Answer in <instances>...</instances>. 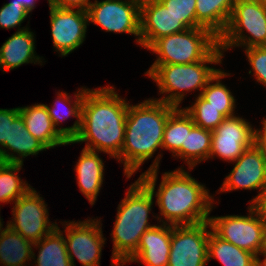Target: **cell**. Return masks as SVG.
<instances>
[{
  "label": "cell",
  "mask_w": 266,
  "mask_h": 266,
  "mask_svg": "<svg viewBox=\"0 0 266 266\" xmlns=\"http://www.w3.org/2000/svg\"><path fill=\"white\" fill-rule=\"evenodd\" d=\"M53 47L64 57L85 41L88 14L80 9L58 8L49 5Z\"/></svg>",
  "instance_id": "15"
},
{
  "label": "cell",
  "mask_w": 266,
  "mask_h": 266,
  "mask_svg": "<svg viewBox=\"0 0 266 266\" xmlns=\"http://www.w3.org/2000/svg\"><path fill=\"white\" fill-rule=\"evenodd\" d=\"M248 58L252 76L255 77L256 82H259L266 87V46H253L245 49L244 52Z\"/></svg>",
  "instance_id": "34"
},
{
  "label": "cell",
  "mask_w": 266,
  "mask_h": 266,
  "mask_svg": "<svg viewBox=\"0 0 266 266\" xmlns=\"http://www.w3.org/2000/svg\"><path fill=\"white\" fill-rule=\"evenodd\" d=\"M208 262L217 259L223 266H256V255L216 236L208 238Z\"/></svg>",
  "instance_id": "27"
},
{
  "label": "cell",
  "mask_w": 266,
  "mask_h": 266,
  "mask_svg": "<svg viewBox=\"0 0 266 266\" xmlns=\"http://www.w3.org/2000/svg\"><path fill=\"white\" fill-rule=\"evenodd\" d=\"M162 156L158 154L139 177L156 196L155 202L160 210L159 216L162 217L157 215L155 218L160 223L171 225H193L207 221L214 207V195L182 166L174 171L164 172L157 192L155 191Z\"/></svg>",
  "instance_id": "1"
},
{
  "label": "cell",
  "mask_w": 266,
  "mask_h": 266,
  "mask_svg": "<svg viewBox=\"0 0 266 266\" xmlns=\"http://www.w3.org/2000/svg\"><path fill=\"white\" fill-rule=\"evenodd\" d=\"M2 218L0 217V236L2 234V232L5 230V228H3V222H2Z\"/></svg>",
  "instance_id": "42"
},
{
  "label": "cell",
  "mask_w": 266,
  "mask_h": 266,
  "mask_svg": "<svg viewBox=\"0 0 266 266\" xmlns=\"http://www.w3.org/2000/svg\"><path fill=\"white\" fill-rule=\"evenodd\" d=\"M219 46V37L204 27L188 28L157 39L147 50L153 64H190L203 61Z\"/></svg>",
  "instance_id": "6"
},
{
  "label": "cell",
  "mask_w": 266,
  "mask_h": 266,
  "mask_svg": "<svg viewBox=\"0 0 266 266\" xmlns=\"http://www.w3.org/2000/svg\"><path fill=\"white\" fill-rule=\"evenodd\" d=\"M247 209V216H211L208 222L216 236L258 256L265 221L255 205H249Z\"/></svg>",
  "instance_id": "8"
},
{
  "label": "cell",
  "mask_w": 266,
  "mask_h": 266,
  "mask_svg": "<svg viewBox=\"0 0 266 266\" xmlns=\"http://www.w3.org/2000/svg\"><path fill=\"white\" fill-rule=\"evenodd\" d=\"M188 28H196V0H159Z\"/></svg>",
  "instance_id": "32"
},
{
  "label": "cell",
  "mask_w": 266,
  "mask_h": 266,
  "mask_svg": "<svg viewBox=\"0 0 266 266\" xmlns=\"http://www.w3.org/2000/svg\"><path fill=\"white\" fill-rule=\"evenodd\" d=\"M33 243L11 230L7 224L0 236L1 266H26L32 259Z\"/></svg>",
  "instance_id": "26"
},
{
  "label": "cell",
  "mask_w": 266,
  "mask_h": 266,
  "mask_svg": "<svg viewBox=\"0 0 266 266\" xmlns=\"http://www.w3.org/2000/svg\"><path fill=\"white\" fill-rule=\"evenodd\" d=\"M194 101L193 105L183 109L191 116L195 125L213 131L225 119L218 109L210 106V102L201 95H198Z\"/></svg>",
  "instance_id": "31"
},
{
  "label": "cell",
  "mask_w": 266,
  "mask_h": 266,
  "mask_svg": "<svg viewBox=\"0 0 266 266\" xmlns=\"http://www.w3.org/2000/svg\"><path fill=\"white\" fill-rule=\"evenodd\" d=\"M19 114V107L11 109L0 108V150L9 141L10 124Z\"/></svg>",
  "instance_id": "35"
},
{
  "label": "cell",
  "mask_w": 266,
  "mask_h": 266,
  "mask_svg": "<svg viewBox=\"0 0 266 266\" xmlns=\"http://www.w3.org/2000/svg\"><path fill=\"white\" fill-rule=\"evenodd\" d=\"M234 168L225 177L219 193L233 190H258V195L249 202L255 205L266 191V158L262 151L254 144L232 162Z\"/></svg>",
  "instance_id": "13"
},
{
  "label": "cell",
  "mask_w": 266,
  "mask_h": 266,
  "mask_svg": "<svg viewBox=\"0 0 266 266\" xmlns=\"http://www.w3.org/2000/svg\"><path fill=\"white\" fill-rule=\"evenodd\" d=\"M34 33L27 28L16 31L0 48V69L7 72L23 64L43 65V57L36 55Z\"/></svg>",
  "instance_id": "18"
},
{
  "label": "cell",
  "mask_w": 266,
  "mask_h": 266,
  "mask_svg": "<svg viewBox=\"0 0 266 266\" xmlns=\"http://www.w3.org/2000/svg\"><path fill=\"white\" fill-rule=\"evenodd\" d=\"M128 105L114 86L88 89L81 107V128L71 144L85 142L84 149L116 159L123 147Z\"/></svg>",
  "instance_id": "2"
},
{
  "label": "cell",
  "mask_w": 266,
  "mask_h": 266,
  "mask_svg": "<svg viewBox=\"0 0 266 266\" xmlns=\"http://www.w3.org/2000/svg\"><path fill=\"white\" fill-rule=\"evenodd\" d=\"M127 190L118 204L110 234L113 241L111 266H121L137 250L143 233L157 225L149 223L155 197L151 190L139 178Z\"/></svg>",
  "instance_id": "4"
},
{
  "label": "cell",
  "mask_w": 266,
  "mask_h": 266,
  "mask_svg": "<svg viewBox=\"0 0 266 266\" xmlns=\"http://www.w3.org/2000/svg\"><path fill=\"white\" fill-rule=\"evenodd\" d=\"M29 12L23 7V5H17L16 3H6L0 8V28L11 29L18 26L17 31H22L29 26L20 27L21 23L28 17Z\"/></svg>",
  "instance_id": "33"
},
{
  "label": "cell",
  "mask_w": 266,
  "mask_h": 266,
  "mask_svg": "<svg viewBox=\"0 0 266 266\" xmlns=\"http://www.w3.org/2000/svg\"><path fill=\"white\" fill-rule=\"evenodd\" d=\"M191 116L177 107L169 116L164 128L162 147L169 150L172 156L182 160V146H186L187 131L194 126Z\"/></svg>",
  "instance_id": "25"
},
{
  "label": "cell",
  "mask_w": 266,
  "mask_h": 266,
  "mask_svg": "<svg viewBox=\"0 0 266 266\" xmlns=\"http://www.w3.org/2000/svg\"><path fill=\"white\" fill-rule=\"evenodd\" d=\"M212 131L194 125L187 131L186 146H182V160L191 171L197 164L209 159Z\"/></svg>",
  "instance_id": "29"
},
{
  "label": "cell",
  "mask_w": 266,
  "mask_h": 266,
  "mask_svg": "<svg viewBox=\"0 0 266 266\" xmlns=\"http://www.w3.org/2000/svg\"><path fill=\"white\" fill-rule=\"evenodd\" d=\"M171 224L156 225L141 236L137 250L121 265L137 262L143 266H168Z\"/></svg>",
  "instance_id": "17"
},
{
  "label": "cell",
  "mask_w": 266,
  "mask_h": 266,
  "mask_svg": "<svg viewBox=\"0 0 266 266\" xmlns=\"http://www.w3.org/2000/svg\"><path fill=\"white\" fill-rule=\"evenodd\" d=\"M255 144V128L247 119L238 116L225 118L213 131L209 159L235 161ZM216 156V157H215Z\"/></svg>",
  "instance_id": "14"
},
{
  "label": "cell",
  "mask_w": 266,
  "mask_h": 266,
  "mask_svg": "<svg viewBox=\"0 0 266 266\" xmlns=\"http://www.w3.org/2000/svg\"><path fill=\"white\" fill-rule=\"evenodd\" d=\"M19 113L24 119L27 130L47 149L71 144V141H67L54 127L45 104L36 103L19 107Z\"/></svg>",
  "instance_id": "19"
},
{
  "label": "cell",
  "mask_w": 266,
  "mask_h": 266,
  "mask_svg": "<svg viewBox=\"0 0 266 266\" xmlns=\"http://www.w3.org/2000/svg\"><path fill=\"white\" fill-rule=\"evenodd\" d=\"M253 46H266V4L236 0L227 27L219 37V47L224 53L233 47Z\"/></svg>",
  "instance_id": "7"
},
{
  "label": "cell",
  "mask_w": 266,
  "mask_h": 266,
  "mask_svg": "<svg viewBox=\"0 0 266 266\" xmlns=\"http://www.w3.org/2000/svg\"><path fill=\"white\" fill-rule=\"evenodd\" d=\"M251 1H255V2H260V3L266 4V0H251Z\"/></svg>",
  "instance_id": "43"
},
{
  "label": "cell",
  "mask_w": 266,
  "mask_h": 266,
  "mask_svg": "<svg viewBox=\"0 0 266 266\" xmlns=\"http://www.w3.org/2000/svg\"><path fill=\"white\" fill-rule=\"evenodd\" d=\"M188 27L159 0H141L140 46L148 49L157 39Z\"/></svg>",
  "instance_id": "16"
},
{
  "label": "cell",
  "mask_w": 266,
  "mask_h": 266,
  "mask_svg": "<svg viewBox=\"0 0 266 266\" xmlns=\"http://www.w3.org/2000/svg\"><path fill=\"white\" fill-rule=\"evenodd\" d=\"M255 206L258 208L263 220L266 222V191L261 195Z\"/></svg>",
  "instance_id": "39"
},
{
  "label": "cell",
  "mask_w": 266,
  "mask_h": 266,
  "mask_svg": "<svg viewBox=\"0 0 266 266\" xmlns=\"http://www.w3.org/2000/svg\"><path fill=\"white\" fill-rule=\"evenodd\" d=\"M38 248V255L32 250V259L35 266H72L67 253L65 237L57 227L48 235L33 244Z\"/></svg>",
  "instance_id": "24"
},
{
  "label": "cell",
  "mask_w": 266,
  "mask_h": 266,
  "mask_svg": "<svg viewBox=\"0 0 266 266\" xmlns=\"http://www.w3.org/2000/svg\"><path fill=\"white\" fill-rule=\"evenodd\" d=\"M176 108L153 98L135 105L129 103L123 147L116 158L124 165L126 178L141 170V165L151 159L158 148L163 150L164 128Z\"/></svg>",
  "instance_id": "3"
},
{
  "label": "cell",
  "mask_w": 266,
  "mask_h": 266,
  "mask_svg": "<svg viewBox=\"0 0 266 266\" xmlns=\"http://www.w3.org/2000/svg\"><path fill=\"white\" fill-rule=\"evenodd\" d=\"M210 230L208 220L193 225H171L168 266H206Z\"/></svg>",
  "instance_id": "12"
},
{
  "label": "cell",
  "mask_w": 266,
  "mask_h": 266,
  "mask_svg": "<svg viewBox=\"0 0 266 266\" xmlns=\"http://www.w3.org/2000/svg\"><path fill=\"white\" fill-rule=\"evenodd\" d=\"M89 88L81 87L74 93V100L69 93L57 92V98L52 107L46 105L50 118L52 119L54 127L67 140L72 141L78 134L81 128V107L84 99V94ZM64 106V107H63ZM69 117L77 118L74 124L70 127H62L59 124ZM58 126V127H57Z\"/></svg>",
  "instance_id": "21"
},
{
  "label": "cell",
  "mask_w": 266,
  "mask_h": 266,
  "mask_svg": "<svg viewBox=\"0 0 266 266\" xmlns=\"http://www.w3.org/2000/svg\"><path fill=\"white\" fill-rule=\"evenodd\" d=\"M229 75L225 70L219 69L201 92V96L210 102V106L218 109L225 118L236 115V99L230 89L221 83V79Z\"/></svg>",
  "instance_id": "28"
},
{
  "label": "cell",
  "mask_w": 266,
  "mask_h": 266,
  "mask_svg": "<svg viewBox=\"0 0 266 266\" xmlns=\"http://www.w3.org/2000/svg\"><path fill=\"white\" fill-rule=\"evenodd\" d=\"M99 152L82 149L78 162L74 166L80 192L93 206L102 188L104 180V162Z\"/></svg>",
  "instance_id": "22"
},
{
  "label": "cell",
  "mask_w": 266,
  "mask_h": 266,
  "mask_svg": "<svg viewBox=\"0 0 266 266\" xmlns=\"http://www.w3.org/2000/svg\"><path fill=\"white\" fill-rule=\"evenodd\" d=\"M96 220V221H95ZM101 219L83 221H64L65 243L71 265L75 266L76 257L82 266H100L102 249L105 244Z\"/></svg>",
  "instance_id": "11"
},
{
  "label": "cell",
  "mask_w": 266,
  "mask_h": 266,
  "mask_svg": "<svg viewBox=\"0 0 266 266\" xmlns=\"http://www.w3.org/2000/svg\"><path fill=\"white\" fill-rule=\"evenodd\" d=\"M23 165L0 162V203L11 204L31 188L30 184L19 177L18 173Z\"/></svg>",
  "instance_id": "30"
},
{
  "label": "cell",
  "mask_w": 266,
  "mask_h": 266,
  "mask_svg": "<svg viewBox=\"0 0 266 266\" xmlns=\"http://www.w3.org/2000/svg\"><path fill=\"white\" fill-rule=\"evenodd\" d=\"M235 3L236 0H196V28L204 27L220 37Z\"/></svg>",
  "instance_id": "23"
},
{
  "label": "cell",
  "mask_w": 266,
  "mask_h": 266,
  "mask_svg": "<svg viewBox=\"0 0 266 266\" xmlns=\"http://www.w3.org/2000/svg\"><path fill=\"white\" fill-rule=\"evenodd\" d=\"M141 0H95L87 9L88 23L106 32L134 35L140 45Z\"/></svg>",
  "instance_id": "10"
},
{
  "label": "cell",
  "mask_w": 266,
  "mask_h": 266,
  "mask_svg": "<svg viewBox=\"0 0 266 266\" xmlns=\"http://www.w3.org/2000/svg\"><path fill=\"white\" fill-rule=\"evenodd\" d=\"M261 256H264L263 260L260 259ZM256 266H266V256L265 255H258L256 256Z\"/></svg>",
  "instance_id": "41"
},
{
  "label": "cell",
  "mask_w": 266,
  "mask_h": 266,
  "mask_svg": "<svg viewBox=\"0 0 266 266\" xmlns=\"http://www.w3.org/2000/svg\"><path fill=\"white\" fill-rule=\"evenodd\" d=\"M48 5L58 8L80 9L87 11L92 3L90 0H47Z\"/></svg>",
  "instance_id": "36"
},
{
  "label": "cell",
  "mask_w": 266,
  "mask_h": 266,
  "mask_svg": "<svg viewBox=\"0 0 266 266\" xmlns=\"http://www.w3.org/2000/svg\"><path fill=\"white\" fill-rule=\"evenodd\" d=\"M259 255H265L266 256V222L265 227L263 231V238H262V245L259 251Z\"/></svg>",
  "instance_id": "40"
},
{
  "label": "cell",
  "mask_w": 266,
  "mask_h": 266,
  "mask_svg": "<svg viewBox=\"0 0 266 266\" xmlns=\"http://www.w3.org/2000/svg\"><path fill=\"white\" fill-rule=\"evenodd\" d=\"M44 150L48 149L31 135L19 114L10 124L9 141L0 150V162L23 163L27 156H36Z\"/></svg>",
  "instance_id": "20"
},
{
  "label": "cell",
  "mask_w": 266,
  "mask_h": 266,
  "mask_svg": "<svg viewBox=\"0 0 266 266\" xmlns=\"http://www.w3.org/2000/svg\"><path fill=\"white\" fill-rule=\"evenodd\" d=\"M35 188L31 187L18 198L12 208V220L7 226L33 244L51 233L57 222H50L47 204ZM49 219V220H48Z\"/></svg>",
  "instance_id": "9"
},
{
  "label": "cell",
  "mask_w": 266,
  "mask_h": 266,
  "mask_svg": "<svg viewBox=\"0 0 266 266\" xmlns=\"http://www.w3.org/2000/svg\"><path fill=\"white\" fill-rule=\"evenodd\" d=\"M8 3H16L17 5H23V7L31 13L36 8V0H13Z\"/></svg>",
  "instance_id": "38"
},
{
  "label": "cell",
  "mask_w": 266,
  "mask_h": 266,
  "mask_svg": "<svg viewBox=\"0 0 266 266\" xmlns=\"http://www.w3.org/2000/svg\"><path fill=\"white\" fill-rule=\"evenodd\" d=\"M223 51L218 46L206 59L190 64H152L144 74L158 86L164 97L153 98L175 107H181L186 93L198 90L201 95L208 81L219 70L209 64H222ZM208 65V66H207ZM166 95V96H165Z\"/></svg>",
  "instance_id": "5"
},
{
  "label": "cell",
  "mask_w": 266,
  "mask_h": 266,
  "mask_svg": "<svg viewBox=\"0 0 266 266\" xmlns=\"http://www.w3.org/2000/svg\"><path fill=\"white\" fill-rule=\"evenodd\" d=\"M261 128L255 129V145L266 158V118L261 121Z\"/></svg>",
  "instance_id": "37"
}]
</instances>
